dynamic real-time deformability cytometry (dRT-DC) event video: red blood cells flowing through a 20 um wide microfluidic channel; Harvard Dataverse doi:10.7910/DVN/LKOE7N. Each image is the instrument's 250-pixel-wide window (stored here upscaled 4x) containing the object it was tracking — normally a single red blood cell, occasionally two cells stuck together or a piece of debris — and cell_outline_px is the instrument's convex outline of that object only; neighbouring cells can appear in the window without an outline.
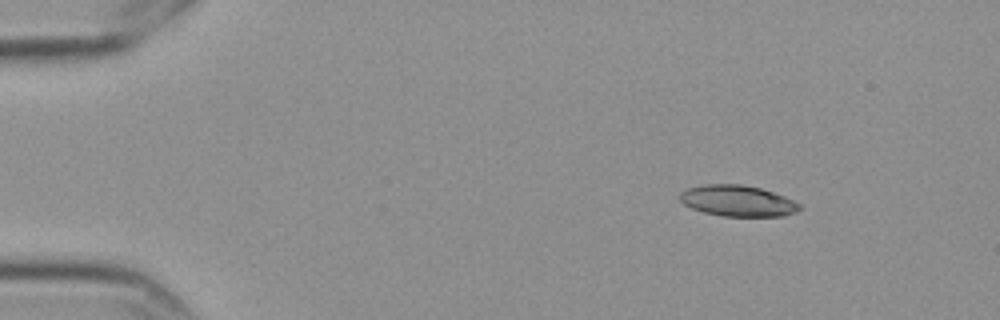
{"species": "Egyptian fruit bat (a non-hibernating species)", "species_latin": "Rousettus aegyptiacus", "temperature_condition": "cold", "stored_images_in_passage": 5, "camera_frame_rate_fps": 3000, "um_per_image_px": 0.085, "frame": {"image": 1, "passage_image": 2, "time_ms": 0.333, "image_size_px": [1000, 320], "cell_outline_px": [[800, 208], [796, 212], [784, 216], [720, 216], [704, 212], [692, 208], [684, 204], [680, 200], [680, 192], [688, 188], [704, 184], [740, 184], [760, 188], [784, 196], [800, 204]], "centroid_in_image_um": [62.69, 17.07], "position_along_channel_um": 22.3, "area_um2": 21.56}}